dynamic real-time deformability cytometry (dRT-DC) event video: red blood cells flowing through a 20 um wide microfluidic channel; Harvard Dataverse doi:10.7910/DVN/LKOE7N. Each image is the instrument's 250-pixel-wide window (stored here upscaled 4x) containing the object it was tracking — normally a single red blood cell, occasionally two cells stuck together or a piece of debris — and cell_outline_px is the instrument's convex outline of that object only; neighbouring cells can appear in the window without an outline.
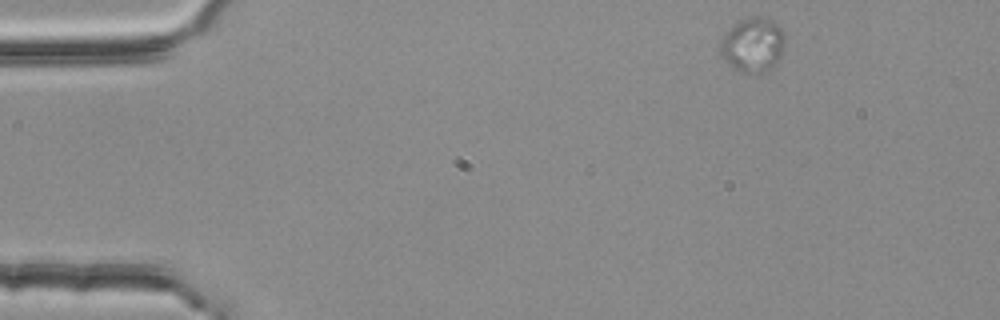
{"species": "common noctule bat (a hibernating species)", "species_latin": "Nyctalus noctula", "temperature_condition": "room temperature", "stored_images_in_passage": 5, "camera_frame_rate_fps": 3000, "um_per_image_px": 0.085, "animal": {"sex": "female", "body_mass_g": 25.1}, "frame": {"image": 1, "passage_image": 1, "time_ms": 0.0, "image_size_px": [1000, 320], "cell_outline_px": [[784, 48], [776, 64], [764, 72], [740, 72], [732, 68], [724, 60], [720, 52], [720, 40], [732, 24], [748, 16], [760, 16], [776, 24], [784, 32]], "centroid_in_image_um": [63.96, 3.8], "position_along_channel_um": 21.0, "area_um2": 20.58}}